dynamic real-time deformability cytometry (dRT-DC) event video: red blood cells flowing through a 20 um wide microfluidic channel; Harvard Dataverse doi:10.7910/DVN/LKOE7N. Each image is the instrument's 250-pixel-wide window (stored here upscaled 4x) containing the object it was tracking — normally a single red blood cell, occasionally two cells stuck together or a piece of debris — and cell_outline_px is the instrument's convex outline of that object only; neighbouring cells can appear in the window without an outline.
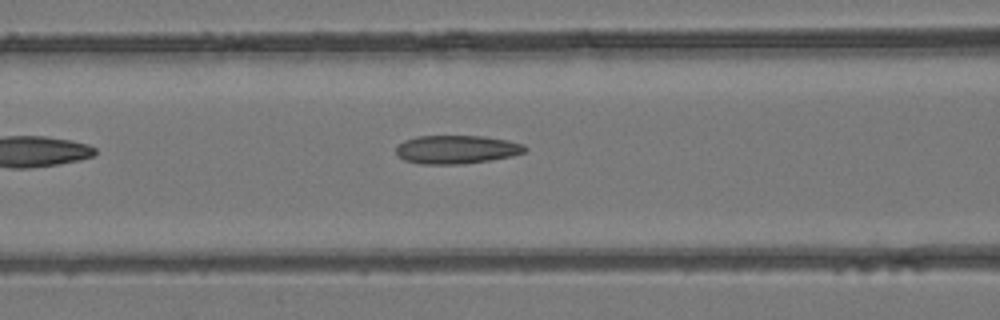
{"species": "common noctule bat (a hibernating species)", "species_latin": "Nyctalus noctula", "temperature_condition": "room temperature", "stored_images_in_passage": 8, "camera_frame_rate_fps": 3000, "um_per_image_px": 0.085, "animal": {"sex": "female", "body_mass_g": 24.6, "forearm_length_mm": 56.2}, "frame": {"image": 1, "passage_image": 8, "time_ms": 2.333, "image_size_px": [1000, 320], "cell_outline_px": [[528, 148], [524, 152], [512, 156], [488, 160], [460, 164], [420, 164], [404, 160], [396, 156], [396, 144], [404, 140], [416, 136], [484, 136], [508, 140], [524, 144]], "centroid_in_image_um": [38.77, 12.7], "position_along_channel_um": 127.8, "area_um2": 21.56}}